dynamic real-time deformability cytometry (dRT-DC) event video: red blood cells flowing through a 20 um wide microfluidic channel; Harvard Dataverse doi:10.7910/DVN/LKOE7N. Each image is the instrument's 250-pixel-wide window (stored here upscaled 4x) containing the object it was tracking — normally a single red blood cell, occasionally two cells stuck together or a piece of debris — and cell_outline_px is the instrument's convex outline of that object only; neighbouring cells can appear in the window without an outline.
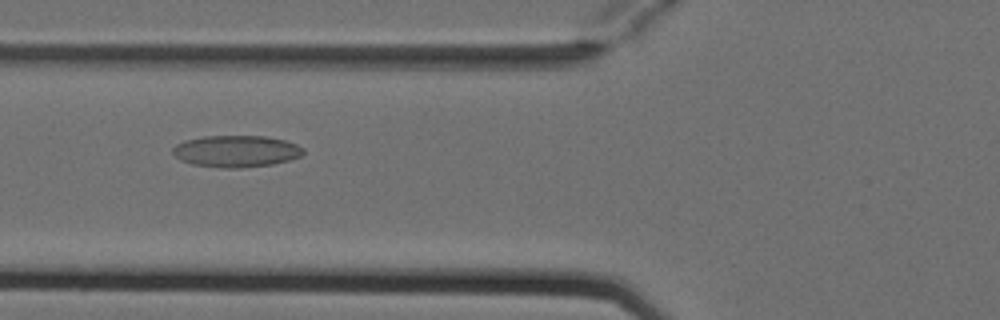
{"species": "Egyptian fruit bat (a non-hibernating species)", "species_latin": "Rousettus aegyptiacus", "temperature_condition": "cold", "stored_images_in_passage": 7, "camera_frame_rate_fps": 3000, "um_per_image_px": 0.085, "animal": {"sex": "female"}, "frame": {"image": 1, "passage_image": 5, "time_ms": 1.333, "image_size_px": [1000, 320], "cell_outline_px": [[304, 152], [300, 156], [288, 160], [272, 164], [240, 168], [220, 168], [192, 164], [180, 160], [172, 152], [172, 148], [176, 144], [184, 140], [204, 136], [264, 136], [284, 140], [296, 144], [304, 148]], "centroid_in_image_um": [20.05, 12.85], "position_along_channel_um": 105.8, "area_um2": 24.16}}
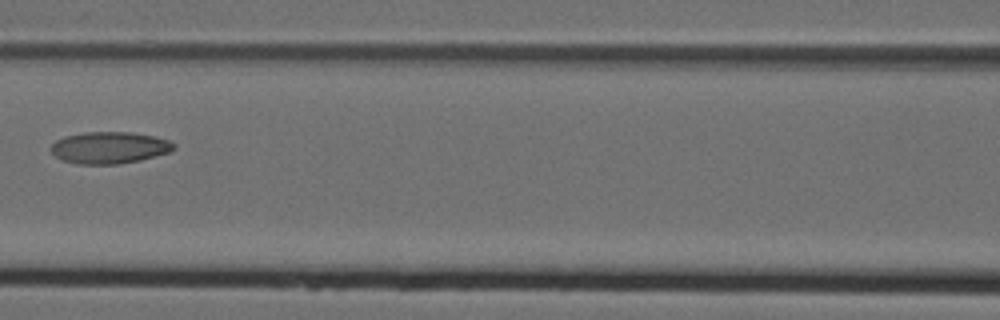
{"frame": {"image": 2, "passage_image": 6, "time_ms": 1.667, "image_size_px": [1000, 320], "cell_outline_px": [[176, 148], [168, 152], [140, 160], [120, 164], [76, 164], [64, 160], [56, 156], [52, 152], [52, 144], [56, 140], [64, 136], [84, 132], [132, 132], [152, 136], [168, 140], [176, 144]], "centroid_in_image_um": [9.3, 12.55], "position_along_channel_um": 157.3, "area_um2": 22.66}}
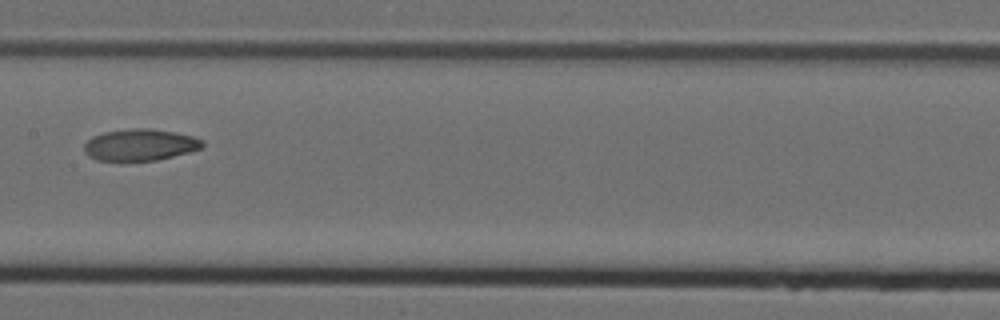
{"frame": {"image": 3, "passage_image": 7, "time_ms": 2.0, "image_size_px": [1000, 320], "cell_outline_px": [[204, 148], [156, 160], [120, 164], [96, 160], [88, 156], [84, 152], [84, 144], [92, 136], [104, 132], [132, 128], [144, 128], [176, 132], [192, 136], [204, 140]], "centroid_in_image_um": [11.86, 12.36], "position_along_channel_um": 195.5, "area_um2": 22.6}}